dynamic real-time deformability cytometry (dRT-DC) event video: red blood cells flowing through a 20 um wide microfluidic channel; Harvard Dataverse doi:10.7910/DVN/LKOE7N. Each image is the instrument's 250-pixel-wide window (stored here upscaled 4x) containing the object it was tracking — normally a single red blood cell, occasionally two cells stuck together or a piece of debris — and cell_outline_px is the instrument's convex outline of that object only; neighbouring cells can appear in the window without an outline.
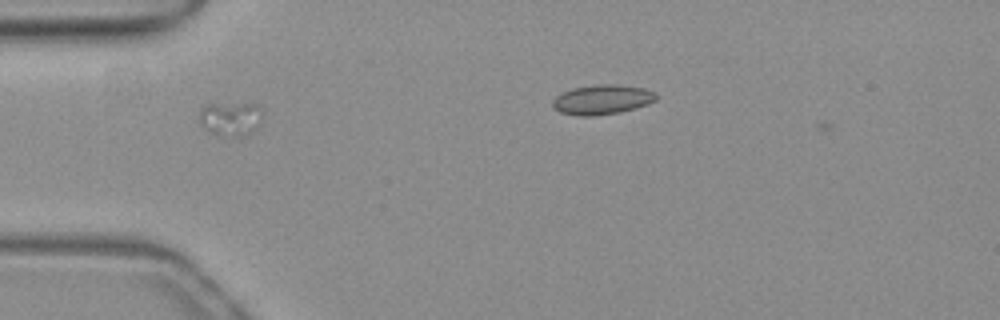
{"species": "common noctule bat (a hibernating species)", "species_latin": "Nyctalus noctula", "temperature_condition": "warm", "stored_images_in_passage": 18, "camera_frame_rate_fps": 3000, "um_per_image_px": 0.085, "animal": {"sex": "female", "body_mass_g": 19.3, "forearm_length_mm": 54.1}, "frame": {"image": 1, "passage_image": 7, "time_ms": 2.0, "image_size_px": [1000, 320], "cell_outline_px": [[264, 116], [256, 128], [252, 132], [244, 136], [228, 136], [208, 132], [200, 124], [200, 108], [204, 104], [260, 104], [264, 112]], "centroid_in_image_um": [19.64, 10.08], "position_along_channel_um": 65.4, "area_um2": 12.77}}
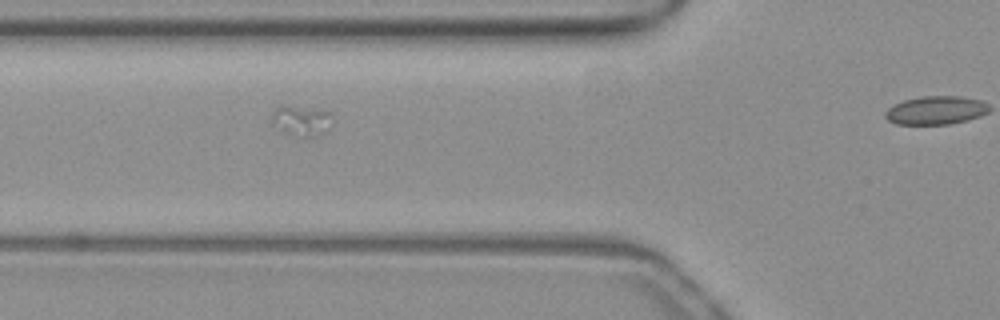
{"frame": {"image": 2, "passage_image": 10, "time_ms": 3.0, "image_size_px": [1000, 320], "cell_outline_px": [[332, 124], [328, 128], [316, 136], [304, 136], [272, 124], [272, 112], [280, 104], [288, 104], [324, 108], [332, 112]], "centroid_in_image_um": [25.69, 10.13], "position_along_channel_um": 100.1, "area_um2": 10.75}}